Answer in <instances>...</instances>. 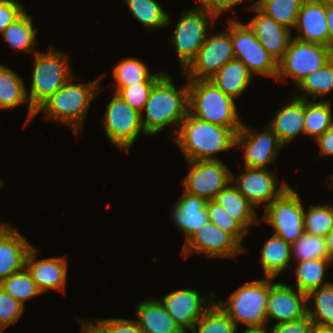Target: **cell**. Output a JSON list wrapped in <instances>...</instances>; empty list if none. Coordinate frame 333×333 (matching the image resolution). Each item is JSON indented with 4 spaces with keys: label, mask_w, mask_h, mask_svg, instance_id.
<instances>
[{
    "label": "cell",
    "mask_w": 333,
    "mask_h": 333,
    "mask_svg": "<svg viewBox=\"0 0 333 333\" xmlns=\"http://www.w3.org/2000/svg\"><path fill=\"white\" fill-rule=\"evenodd\" d=\"M188 113V81L178 90L171 76L164 73L152 87L141 113V123L147 136H155L162 129L173 125L174 137Z\"/></svg>",
    "instance_id": "obj_1"
},
{
    "label": "cell",
    "mask_w": 333,
    "mask_h": 333,
    "mask_svg": "<svg viewBox=\"0 0 333 333\" xmlns=\"http://www.w3.org/2000/svg\"><path fill=\"white\" fill-rule=\"evenodd\" d=\"M240 129L206 122L188 113L172 139L187 161L219 160L214 155L235 148Z\"/></svg>",
    "instance_id": "obj_2"
},
{
    "label": "cell",
    "mask_w": 333,
    "mask_h": 333,
    "mask_svg": "<svg viewBox=\"0 0 333 333\" xmlns=\"http://www.w3.org/2000/svg\"><path fill=\"white\" fill-rule=\"evenodd\" d=\"M102 76L104 75L102 74L100 78L89 83H75L73 80L76 77L72 76L36 110V114L44 111L43 118L61 122L73 128L74 136L78 138L79 130L83 128L92 100L104 90L98 84Z\"/></svg>",
    "instance_id": "obj_3"
},
{
    "label": "cell",
    "mask_w": 333,
    "mask_h": 333,
    "mask_svg": "<svg viewBox=\"0 0 333 333\" xmlns=\"http://www.w3.org/2000/svg\"><path fill=\"white\" fill-rule=\"evenodd\" d=\"M189 113L196 118L227 128H241L235 100L211 80H188Z\"/></svg>",
    "instance_id": "obj_4"
},
{
    "label": "cell",
    "mask_w": 333,
    "mask_h": 333,
    "mask_svg": "<svg viewBox=\"0 0 333 333\" xmlns=\"http://www.w3.org/2000/svg\"><path fill=\"white\" fill-rule=\"evenodd\" d=\"M31 89L27 91L29 105L36 111L61 86L74 76L69 58L50 48L46 52L33 50Z\"/></svg>",
    "instance_id": "obj_5"
},
{
    "label": "cell",
    "mask_w": 333,
    "mask_h": 333,
    "mask_svg": "<svg viewBox=\"0 0 333 333\" xmlns=\"http://www.w3.org/2000/svg\"><path fill=\"white\" fill-rule=\"evenodd\" d=\"M274 278L253 280L243 284L230 294L227 301H214L238 325L248 328L266 327V309L269 289Z\"/></svg>",
    "instance_id": "obj_6"
},
{
    "label": "cell",
    "mask_w": 333,
    "mask_h": 333,
    "mask_svg": "<svg viewBox=\"0 0 333 333\" xmlns=\"http://www.w3.org/2000/svg\"><path fill=\"white\" fill-rule=\"evenodd\" d=\"M217 19L214 14L198 5L182 13L170 40L175 46L181 71L196 57L208 36L209 24Z\"/></svg>",
    "instance_id": "obj_7"
},
{
    "label": "cell",
    "mask_w": 333,
    "mask_h": 333,
    "mask_svg": "<svg viewBox=\"0 0 333 333\" xmlns=\"http://www.w3.org/2000/svg\"><path fill=\"white\" fill-rule=\"evenodd\" d=\"M333 57V52L325 45L291 38L288 49L278 62L277 79L286 82L291 77L296 86L310 73L320 69Z\"/></svg>",
    "instance_id": "obj_8"
},
{
    "label": "cell",
    "mask_w": 333,
    "mask_h": 333,
    "mask_svg": "<svg viewBox=\"0 0 333 333\" xmlns=\"http://www.w3.org/2000/svg\"><path fill=\"white\" fill-rule=\"evenodd\" d=\"M304 210L301 197L288 187L265 208L262 219L274 228L275 235L292 245L304 233Z\"/></svg>",
    "instance_id": "obj_9"
},
{
    "label": "cell",
    "mask_w": 333,
    "mask_h": 333,
    "mask_svg": "<svg viewBox=\"0 0 333 333\" xmlns=\"http://www.w3.org/2000/svg\"><path fill=\"white\" fill-rule=\"evenodd\" d=\"M102 123L111 144L124 149L127 154L141 133L147 135L141 123V113L116 93L103 114Z\"/></svg>",
    "instance_id": "obj_10"
},
{
    "label": "cell",
    "mask_w": 333,
    "mask_h": 333,
    "mask_svg": "<svg viewBox=\"0 0 333 333\" xmlns=\"http://www.w3.org/2000/svg\"><path fill=\"white\" fill-rule=\"evenodd\" d=\"M230 35L235 58L253 75L277 77L278 62L261 46L246 23L230 19Z\"/></svg>",
    "instance_id": "obj_11"
},
{
    "label": "cell",
    "mask_w": 333,
    "mask_h": 333,
    "mask_svg": "<svg viewBox=\"0 0 333 333\" xmlns=\"http://www.w3.org/2000/svg\"><path fill=\"white\" fill-rule=\"evenodd\" d=\"M228 29L207 36L196 57L180 72L187 76V80H209L228 61L235 58L230 35V19Z\"/></svg>",
    "instance_id": "obj_12"
},
{
    "label": "cell",
    "mask_w": 333,
    "mask_h": 333,
    "mask_svg": "<svg viewBox=\"0 0 333 333\" xmlns=\"http://www.w3.org/2000/svg\"><path fill=\"white\" fill-rule=\"evenodd\" d=\"M189 171L183 179L184 191L213 200L231 182V171L219 160L187 161Z\"/></svg>",
    "instance_id": "obj_13"
},
{
    "label": "cell",
    "mask_w": 333,
    "mask_h": 333,
    "mask_svg": "<svg viewBox=\"0 0 333 333\" xmlns=\"http://www.w3.org/2000/svg\"><path fill=\"white\" fill-rule=\"evenodd\" d=\"M231 182L255 208L261 205L266 208L290 187L284 180L279 184L273 171L250 167L236 176L231 173Z\"/></svg>",
    "instance_id": "obj_14"
},
{
    "label": "cell",
    "mask_w": 333,
    "mask_h": 333,
    "mask_svg": "<svg viewBox=\"0 0 333 333\" xmlns=\"http://www.w3.org/2000/svg\"><path fill=\"white\" fill-rule=\"evenodd\" d=\"M267 130L259 133L242 124L236 133L235 148L244 147V167L267 169L268 164H274L279 151L285 147L277 134L267 125Z\"/></svg>",
    "instance_id": "obj_15"
},
{
    "label": "cell",
    "mask_w": 333,
    "mask_h": 333,
    "mask_svg": "<svg viewBox=\"0 0 333 333\" xmlns=\"http://www.w3.org/2000/svg\"><path fill=\"white\" fill-rule=\"evenodd\" d=\"M245 250L230 234L209 222L184 243L182 255L188 257L195 253L210 258H235Z\"/></svg>",
    "instance_id": "obj_16"
},
{
    "label": "cell",
    "mask_w": 333,
    "mask_h": 333,
    "mask_svg": "<svg viewBox=\"0 0 333 333\" xmlns=\"http://www.w3.org/2000/svg\"><path fill=\"white\" fill-rule=\"evenodd\" d=\"M214 296L215 293L212 292L202 297L196 289L183 288L175 290L159 300L178 327L187 333L186 330H191L198 319L212 306ZM207 298L209 303H207Z\"/></svg>",
    "instance_id": "obj_17"
},
{
    "label": "cell",
    "mask_w": 333,
    "mask_h": 333,
    "mask_svg": "<svg viewBox=\"0 0 333 333\" xmlns=\"http://www.w3.org/2000/svg\"><path fill=\"white\" fill-rule=\"evenodd\" d=\"M307 294L293 290L283 282L274 283L269 289L266 319L285 323L299 320L307 315Z\"/></svg>",
    "instance_id": "obj_18"
},
{
    "label": "cell",
    "mask_w": 333,
    "mask_h": 333,
    "mask_svg": "<svg viewBox=\"0 0 333 333\" xmlns=\"http://www.w3.org/2000/svg\"><path fill=\"white\" fill-rule=\"evenodd\" d=\"M257 2L250 9L256 11L254 18L246 23L260 42L261 46L279 62L291 40V30L277 23L273 18L263 13L257 6Z\"/></svg>",
    "instance_id": "obj_19"
},
{
    "label": "cell",
    "mask_w": 333,
    "mask_h": 333,
    "mask_svg": "<svg viewBox=\"0 0 333 333\" xmlns=\"http://www.w3.org/2000/svg\"><path fill=\"white\" fill-rule=\"evenodd\" d=\"M36 248L32 247L26 257L25 267L41 293L59 290L65 293L68 261L66 257H48L36 260Z\"/></svg>",
    "instance_id": "obj_20"
},
{
    "label": "cell",
    "mask_w": 333,
    "mask_h": 333,
    "mask_svg": "<svg viewBox=\"0 0 333 333\" xmlns=\"http://www.w3.org/2000/svg\"><path fill=\"white\" fill-rule=\"evenodd\" d=\"M294 37L298 40L328 47V26L325 0H304L298 13Z\"/></svg>",
    "instance_id": "obj_21"
},
{
    "label": "cell",
    "mask_w": 333,
    "mask_h": 333,
    "mask_svg": "<svg viewBox=\"0 0 333 333\" xmlns=\"http://www.w3.org/2000/svg\"><path fill=\"white\" fill-rule=\"evenodd\" d=\"M206 200L184 191L172 210L173 222L185 233V242L203 225L210 222Z\"/></svg>",
    "instance_id": "obj_22"
},
{
    "label": "cell",
    "mask_w": 333,
    "mask_h": 333,
    "mask_svg": "<svg viewBox=\"0 0 333 333\" xmlns=\"http://www.w3.org/2000/svg\"><path fill=\"white\" fill-rule=\"evenodd\" d=\"M33 246L17 229L7 225L0 232V282L25 267V260Z\"/></svg>",
    "instance_id": "obj_23"
},
{
    "label": "cell",
    "mask_w": 333,
    "mask_h": 333,
    "mask_svg": "<svg viewBox=\"0 0 333 333\" xmlns=\"http://www.w3.org/2000/svg\"><path fill=\"white\" fill-rule=\"evenodd\" d=\"M268 126L284 146L293 141L299 133L305 134V99L292 98L275 113Z\"/></svg>",
    "instance_id": "obj_24"
},
{
    "label": "cell",
    "mask_w": 333,
    "mask_h": 333,
    "mask_svg": "<svg viewBox=\"0 0 333 333\" xmlns=\"http://www.w3.org/2000/svg\"><path fill=\"white\" fill-rule=\"evenodd\" d=\"M135 319L142 333H184L165 310L159 299H148L137 305Z\"/></svg>",
    "instance_id": "obj_25"
},
{
    "label": "cell",
    "mask_w": 333,
    "mask_h": 333,
    "mask_svg": "<svg viewBox=\"0 0 333 333\" xmlns=\"http://www.w3.org/2000/svg\"><path fill=\"white\" fill-rule=\"evenodd\" d=\"M28 103V115L25 125L36 117V111L29 105L27 88L19 75L0 63V109L8 110Z\"/></svg>",
    "instance_id": "obj_26"
},
{
    "label": "cell",
    "mask_w": 333,
    "mask_h": 333,
    "mask_svg": "<svg viewBox=\"0 0 333 333\" xmlns=\"http://www.w3.org/2000/svg\"><path fill=\"white\" fill-rule=\"evenodd\" d=\"M213 201L222 206L247 231H249L248 227L259 224V219H256V208L237 190L232 182L217 193Z\"/></svg>",
    "instance_id": "obj_27"
},
{
    "label": "cell",
    "mask_w": 333,
    "mask_h": 333,
    "mask_svg": "<svg viewBox=\"0 0 333 333\" xmlns=\"http://www.w3.org/2000/svg\"><path fill=\"white\" fill-rule=\"evenodd\" d=\"M252 73L239 59L228 61L209 80H211L227 96L237 99L243 95L250 84Z\"/></svg>",
    "instance_id": "obj_28"
},
{
    "label": "cell",
    "mask_w": 333,
    "mask_h": 333,
    "mask_svg": "<svg viewBox=\"0 0 333 333\" xmlns=\"http://www.w3.org/2000/svg\"><path fill=\"white\" fill-rule=\"evenodd\" d=\"M291 245L273 234L263 245L260 261L266 278H276L282 271L293 269Z\"/></svg>",
    "instance_id": "obj_29"
},
{
    "label": "cell",
    "mask_w": 333,
    "mask_h": 333,
    "mask_svg": "<svg viewBox=\"0 0 333 333\" xmlns=\"http://www.w3.org/2000/svg\"><path fill=\"white\" fill-rule=\"evenodd\" d=\"M333 260L313 259L299 262L295 268L296 289L308 294L310 291L329 285L325 281L326 268Z\"/></svg>",
    "instance_id": "obj_30"
},
{
    "label": "cell",
    "mask_w": 333,
    "mask_h": 333,
    "mask_svg": "<svg viewBox=\"0 0 333 333\" xmlns=\"http://www.w3.org/2000/svg\"><path fill=\"white\" fill-rule=\"evenodd\" d=\"M32 17L26 11L2 33L7 44L17 53L24 51L30 53L36 44L37 29L33 27Z\"/></svg>",
    "instance_id": "obj_31"
},
{
    "label": "cell",
    "mask_w": 333,
    "mask_h": 333,
    "mask_svg": "<svg viewBox=\"0 0 333 333\" xmlns=\"http://www.w3.org/2000/svg\"><path fill=\"white\" fill-rule=\"evenodd\" d=\"M307 315L314 324L333 327V283L310 291L307 294ZM313 306V307H312Z\"/></svg>",
    "instance_id": "obj_32"
},
{
    "label": "cell",
    "mask_w": 333,
    "mask_h": 333,
    "mask_svg": "<svg viewBox=\"0 0 333 333\" xmlns=\"http://www.w3.org/2000/svg\"><path fill=\"white\" fill-rule=\"evenodd\" d=\"M132 16L149 30L162 29L171 22L169 14L155 0H125Z\"/></svg>",
    "instance_id": "obj_33"
},
{
    "label": "cell",
    "mask_w": 333,
    "mask_h": 333,
    "mask_svg": "<svg viewBox=\"0 0 333 333\" xmlns=\"http://www.w3.org/2000/svg\"><path fill=\"white\" fill-rule=\"evenodd\" d=\"M305 100V134L314 141L333 125L331 100Z\"/></svg>",
    "instance_id": "obj_34"
},
{
    "label": "cell",
    "mask_w": 333,
    "mask_h": 333,
    "mask_svg": "<svg viewBox=\"0 0 333 333\" xmlns=\"http://www.w3.org/2000/svg\"><path fill=\"white\" fill-rule=\"evenodd\" d=\"M296 87L301 89L304 94L300 96L295 94V97L305 100H308L307 93L312 96V101L331 93L333 91V57L320 69L307 75Z\"/></svg>",
    "instance_id": "obj_35"
},
{
    "label": "cell",
    "mask_w": 333,
    "mask_h": 333,
    "mask_svg": "<svg viewBox=\"0 0 333 333\" xmlns=\"http://www.w3.org/2000/svg\"><path fill=\"white\" fill-rule=\"evenodd\" d=\"M304 0H257V7L277 23L295 28L298 13ZM292 27V28H291Z\"/></svg>",
    "instance_id": "obj_36"
},
{
    "label": "cell",
    "mask_w": 333,
    "mask_h": 333,
    "mask_svg": "<svg viewBox=\"0 0 333 333\" xmlns=\"http://www.w3.org/2000/svg\"><path fill=\"white\" fill-rule=\"evenodd\" d=\"M0 286L13 299L23 305L26 300L42 294L26 267L3 279L0 282Z\"/></svg>",
    "instance_id": "obj_37"
},
{
    "label": "cell",
    "mask_w": 333,
    "mask_h": 333,
    "mask_svg": "<svg viewBox=\"0 0 333 333\" xmlns=\"http://www.w3.org/2000/svg\"><path fill=\"white\" fill-rule=\"evenodd\" d=\"M237 328L230 317L214 302L190 331L191 333H237Z\"/></svg>",
    "instance_id": "obj_38"
},
{
    "label": "cell",
    "mask_w": 333,
    "mask_h": 333,
    "mask_svg": "<svg viewBox=\"0 0 333 333\" xmlns=\"http://www.w3.org/2000/svg\"><path fill=\"white\" fill-rule=\"evenodd\" d=\"M303 222L304 232L325 238L333 229V206L309 205L308 211L304 210Z\"/></svg>",
    "instance_id": "obj_39"
},
{
    "label": "cell",
    "mask_w": 333,
    "mask_h": 333,
    "mask_svg": "<svg viewBox=\"0 0 333 333\" xmlns=\"http://www.w3.org/2000/svg\"><path fill=\"white\" fill-rule=\"evenodd\" d=\"M291 252L297 263L313 259L332 260L327 252L326 239L306 232L291 245Z\"/></svg>",
    "instance_id": "obj_40"
},
{
    "label": "cell",
    "mask_w": 333,
    "mask_h": 333,
    "mask_svg": "<svg viewBox=\"0 0 333 333\" xmlns=\"http://www.w3.org/2000/svg\"><path fill=\"white\" fill-rule=\"evenodd\" d=\"M152 74L144 62L133 57L119 61L113 68L116 86H130L144 82Z\"/></svg>",
    "instance_id": "obj_41"
},
{
    "label": "cell",
    "mask_w": 333,
    "mask_h": 333,
    "mask_svg": "<svg viewBox=\"0 0 333 333\" xmlns=\"http://www.w3.org/2000/svg\"><path fill=\"white\" fill-rule=\"evenodd\" d=\"M164 73L163 71L154 73L144 82H138L130 86H115V93L133 109L142 113L153 85Z\"/></svg>",
    "instance_id": "obj_42"
},
{
    "label": "cell",
    "mask_w": 333,
    "mask_h": 333,
    "mask_svg": "<svg viewBox=\"0 0 333 333\" xmlns=\"http://www.w3.org/2000/svg\"><path fill=\"white\" fill-rule=\"evenodd\" d=\"M206 208L210 222L230 234L244 248L242 241L247 236L248 231L213 200L206 202Z\"/></svg>",
    "instance_id": "obj_43"
},
{
    "label": "cell",
    "mask_w": 333,
    "mask_h": 333,
    "mask_svg": "<svg viewBox=\"0 0 333 333\" xmlns=\"http://www.w3.org/2000/svg\"><path fill=\"white\" fill-rule=\"evenodd\" d=\"M25 305L13 299L0 286V332L16 323L24 312Z\"/></svg>",
    "instance_id": "obj_44"
},
{
    "label": "cell",
    "mask_w": 333,
    "mask_h": 333,
    "mask_svg": "<svg viewBox=\"0 0 333 333\" xmlns=\"http://www.w3.org/2000/svg\"><path fill=\"white\" fill-rule=\"evenodd\" d=\"M95 321L105 333H142L135 319L108 318Z\"/></svg>",
    "instance_id": "obj_45"
},
{
    "label": "cell",
    "mask_w": 333,
    "mask_h": 333,
    "mask_svg": "<svg viewBox=\"0 0 333 333\" xmlns=\"http://www.w3.org/2000/svg\"><path fill=\"white\" fill-rule=\"evenodd\" d=\"M25 11L23 4L16 0H0V33L17 20Z\"/></svg>",
    "instance_id": "obj_46"
},
{
    "label": "cell",
    "mask_w": 333,
    "mask_h": 333,
    "mask_svg": "<svg viewBox=\"0 0 333 333\" xmlns=\"http://www.w3.org/2000/svg\"><path fill=\"white\" fill-rule=\"evenodd\" d=\"M314 323L308 315L291 322L276 323L271 327V333H311Z\"/></svg>",
    "instance_id": "obj_47"
},
{
    "label": "cell",
    "mask_w": 333,
    "mask_h": 333,
    "mask_svg": "<svg viewBox=\"0 0 333 333\" xmlns=\"http://www.w3.org/2000/svg\"><path fill=\"white\" fill-rule=\"evenodd\" d=\"M198 6L208 10L210 13L214 14L217 18L221 15V13L226 12L227 10H231L235 12V5L239 3H243L244 0H198Z\"/></svg>",
    "instance_id": "obj_48"
},
{
    "label": "cell",
    "mask_w": 333,
    "mask_h": 333,
    "mask_svg": "<svg viewBox=\"0 0 333 333\" xmlns=\"http://www.w3.org/2000/svg\"><path fill=\"white\" fill-rule=\"evenodd\" d=\"M315 142L320 149V156H333V125L326 130Z\"/></svg>",
    "instance_id": "obj_49"
},
{
    "label": "cell",
    "mask_w": 333,
    "mask_h": 333,
    "mask_svg": "<svg viewBox=\"0 0 333 333\" xmlns=\"http://www.w3.org/2000/svg\"><path fill=\"white\" fill-rule=\"evenodd\" d=\"M326 20L328 26V48L333 52V2H326Z\"/></svg>",
    "instance_id": "obj_50"
},
{
    "label": "cell",
    "mask_w": 333,
    "mask_h": 333,
    "mask_svg": "<svg viewBox=\"0 0 333 333\" xmlns=\"http://www.w3.org/2000/svg\"><path fill=\"white\" fill-rule=\"evenodd\" d=\"M81 333H105L95 322H90L89 320H81Z\"/></svg>",
    "instance_id": "obj_51"
},
{
    "label": "cell",
    "mask_w": 333,
    "mask_h": 333,
    "mask_svg": "<svg viewBox=\"0 0 333 333\" xmlns=\"http://www.w3.org/2000/svg\"><path fill=\"white\" fill-rule=\"evenodd\" d=\"M326 239V248L329 254V257L333 260V229L327 234Z\"/></svg>",
    "instance_id": "obj_52"
},
{
    "label": "cell",
    "mask_w": 333,
    "mask_h": 333,
    "mask_svg": "<svg viewBox=\"0 0 333 333\" xmlns=\"http://www.w3.org/2000/svg\"><path fill=\"white\" fill-rule=\"evenodd\" d=\"M311 333H333V327L314 324Z\"/></svg>",
    "instance_id": "obj_53"
},
{
    "label": "cell",
    "mask_w": 333,
    "mask_h": 333,
    "mask_svg": "<svg viewBox=\"0 0 333 333\" xmlns=\"http://www.w3.org/2000/svg\"><path fill=\"white\" fill-rule=\"evenodd\" d=\"M267 327L247 328L243 333H268Z\"/></svg>",
    "instance_id": "obj_54"
},
{
    "label": "cell",
    "mask_w": 333,
    "mask_h": 333,
    "mask_svg": "<svg viewBox=\"0 0 333 333\" xmlns=\"http://www.w3.org/2000/svg\"><path fill=\"white\" fill-rule=\"evenodd\" d=\"M7 225H8V224L2 223V224L0 225V232L3 231V229L6 228Z\"/></svg>",
    "instance_id": "obj_55"
},
{
    "label": "cell",
    "mask_w": 333,
    "mask_h": 333,
    "mask_svg": "<svg viewBox=\"0 0 333 333\" xmlns=\"http://www.w3.org/2000/svg\"><path fill=\"white\" fill-rule=\"evenodd\" d=\"M331 181L329 182L330 187H333V175L330 177Z\"/></svg>",
    "instance_id": "obj_56"
},
{
    "label": "cell",
    "mask_w": 333,
    "mask_h": 333,
    "mask_svg": "<svg viewBox=\"0 0 333 333\" xmlns=\"http://www.w3.org/2000/svg\"><path fill=\"white\" fill-rule=\"evenodd\" d=\"M5 183L0 182V188L4 186Z\"/></svg>",
    "instance_id": "obj_57"
}]
</instances>
